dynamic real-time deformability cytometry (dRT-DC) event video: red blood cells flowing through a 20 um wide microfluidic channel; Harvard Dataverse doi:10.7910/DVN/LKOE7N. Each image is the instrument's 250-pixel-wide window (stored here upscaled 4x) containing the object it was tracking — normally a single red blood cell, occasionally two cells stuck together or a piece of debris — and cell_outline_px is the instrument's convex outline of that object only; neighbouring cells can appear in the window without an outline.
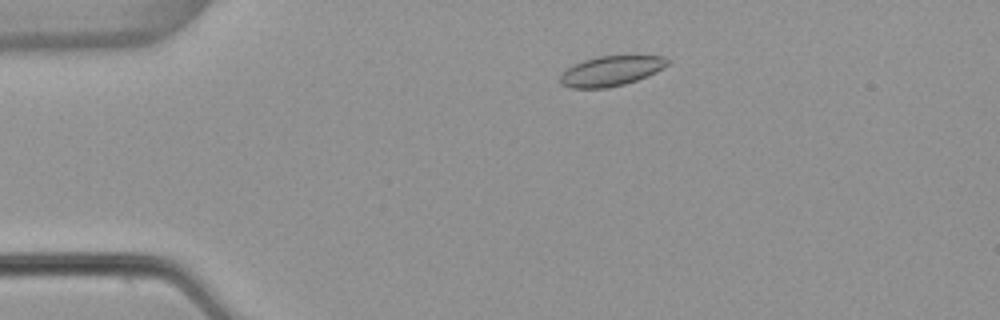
{"species": "common noctule bat (a hibernating species)", "species_latin": "Nyctalus noctula", "temperature_condition": "warm", "stored_images_in_passage": 51, "camera_frame_rate_fps": 3000, "um_per_image_px": 0.085, "animal": {"sex": "female", "body_mass_g": 22.7, "forearm_length_mm": 54.2}, "frame": {"image": 1, "passage_image": 8, "time_ms": 2.333, "image_size_px": [1000, 320], "cell_outline_px": [[668, 64], [664, 68], [648, 76], [624, 84], [608, 88], [572, 88], [560, 84], [560, 76], [568, 68], [584, 60], [600, 56], [664, 56], [668, 60]], "centroid_in_image_um": [51.95, 6.04], "position_along_channel_um": 33.0, "area_um2": 18.55}}
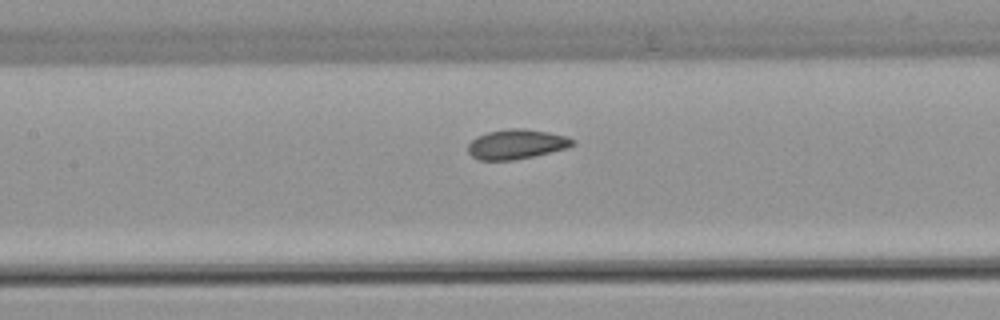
{"frame": {"image": 2, "passage_image": 22, "time_ms": 7.0, "image_size_px": [1000, 320], "cell_outline_px": [[576, 144], [568, 148], [532, 156], [512, 160], [480, 160], [472, 156], [468, 152], [468, 144], [476, 136], [488, 132], [512, 128], [524, 128], [548, 132], [568, 136], [576, 140]], "centroid_in_image_um": [43.93, 12.25], "position_along_channel_um": 163.5, "area_um2": 18.15}}
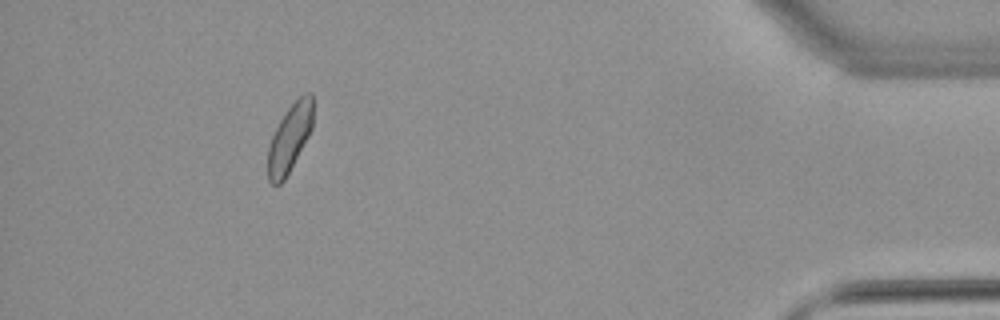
{"frame": {"image": 3, "passage_image": 46, "time_ms": 15.0, "image_size_px": [1000, 320], "cell_outline_px": [[312, 128], [308, 136], [284, 180], [280, 184], [272, 184], [268, 180], [268, 148], [272, 136], [280, 120], [288, 108], [304, 92], [312, 92]], "centroid_in_image_um": [24.62, 11.73], "position_along_channel_um": 410.6, "area_um2": 17.4}, "authors_computed_cell_mechanics": {"area_um2": 18.2648, "velocity_mm_per_s": 3.8226, "shape_relaxation_time_tau1_ms": 5.296, "shape_relaxation_time_tau2_ms": 1.3235, "deformation_change_tau1": 0.0959, "deformation_change_tau2": 0.0634}}